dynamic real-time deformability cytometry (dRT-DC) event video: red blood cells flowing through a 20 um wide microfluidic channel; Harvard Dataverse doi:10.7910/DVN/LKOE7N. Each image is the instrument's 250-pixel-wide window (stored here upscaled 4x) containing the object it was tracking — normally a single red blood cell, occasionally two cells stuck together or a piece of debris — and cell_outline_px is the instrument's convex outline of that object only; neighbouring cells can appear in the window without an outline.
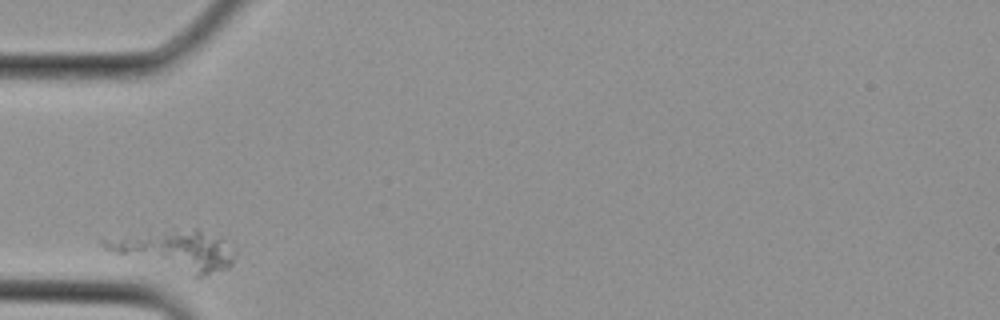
{"species": "Egyptian fruit bat (a non-hibernating species)", "species_latin": "Rousettus aegyptiacus", "temperature_condition": "cold", "stored_images_in_passage": 1, "camera_frame_rate_fps": 3000, "um_per_image_px": 0.085, "animal": {"sex": "female"}, "frame": {"image": 1, "passage_image": 1, "time_ms": 0.0, "image_size_px": [1000, 320], "cell_outline_px": [[236, 252], [232, 264], [228, 268], [200, 276], [192, 276], [104, 248], [100, 244], [100, 240], [172, 228], [196, 228], [220, 240]], "centroid_in_image_um": [14.96, 21.26], "position_along_channel_um": 70.0, "area_um2": 29.54}}